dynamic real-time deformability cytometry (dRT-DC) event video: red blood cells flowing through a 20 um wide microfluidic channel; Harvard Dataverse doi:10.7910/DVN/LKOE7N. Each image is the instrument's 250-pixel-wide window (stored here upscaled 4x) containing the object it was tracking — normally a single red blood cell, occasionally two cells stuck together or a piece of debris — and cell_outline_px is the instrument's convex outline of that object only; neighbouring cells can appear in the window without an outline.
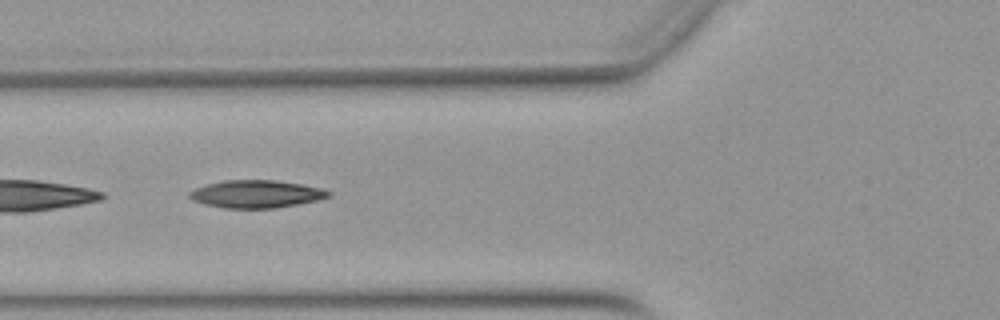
{"species": "Egyptian fruit bat (a non-hibernating species)", "species_latin": "Rousettus aegyptiacus", "temperature_condition": "warm", "stored_images_in_passage": 8, "camera_frame_rate_fps": 3000, "um_per_image_px": 0.085, "animal": {"sex": "female"}, "frame": {"image": 1, "passage_image": 5, "time_ms": 1.333, "image_size_px": [1000, 320], "cell_outline_px": [[332, 196], [316, 200], [276, 208], [224, 208], [204, 204], [192, 200], [188, 196], [188, 192], [196, 188], [208, 184], [224, 180], [276, 180], [300, 184], [320, 188], [332, 192]], "centroid_in_image_um": [21.76, 16.49], "position_along_channel_um": 104.0, "area_um2": 22.31}}